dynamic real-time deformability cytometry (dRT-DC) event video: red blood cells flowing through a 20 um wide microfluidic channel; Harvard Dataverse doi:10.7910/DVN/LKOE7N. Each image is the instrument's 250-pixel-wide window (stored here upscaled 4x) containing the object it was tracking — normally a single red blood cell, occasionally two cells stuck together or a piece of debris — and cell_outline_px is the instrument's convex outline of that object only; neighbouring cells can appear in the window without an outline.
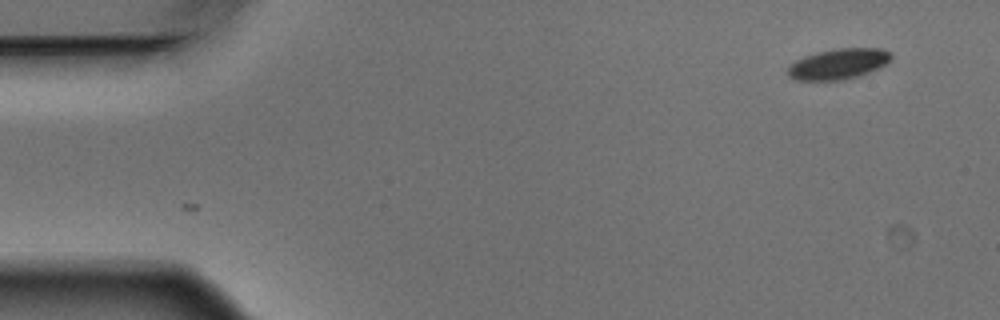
{"species": "Egyptian fruit bat (a non-hibernating species)", "species_latin": "Rousettus aegyptiacus", "temperature_condition": "warm", "stored_images_in_passage": 5, "segment_of_instrument_passage": [2, 2], "camera_frame_rate_fps": 3000, "um_per_image_px": 0.085, "animal": {"sex": "male"}, "frame": {"image": 1, "passage_image": 5, "time_ms": 1.333, "image_size_px": [1000, 320], "cell_outline_px": [[892, 56], [880, 68], [844, 80], [796, 80], [788, 76], [788, 68], [796, 60], [804, 56], [820, 52], [840, 48], [880, 48], [892, 52]], "centroid_in_image_um": [71.27, 5.43], "position_along_channel_um": 13.7, "area_um2": 18.15}}